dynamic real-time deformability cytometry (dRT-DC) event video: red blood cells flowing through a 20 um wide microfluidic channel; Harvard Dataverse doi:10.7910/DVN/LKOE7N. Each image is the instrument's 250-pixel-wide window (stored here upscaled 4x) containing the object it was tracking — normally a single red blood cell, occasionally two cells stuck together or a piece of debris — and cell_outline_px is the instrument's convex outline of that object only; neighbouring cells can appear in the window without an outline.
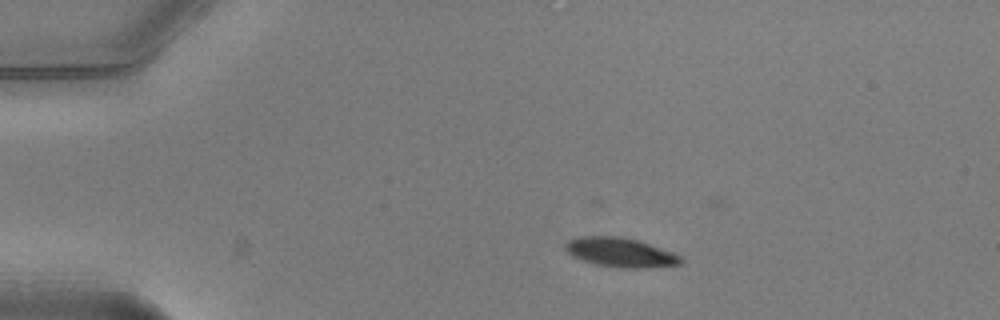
{"species": "common noctule bat (a hibernating species)", "species_latin": "Nyctalus noctula", "temperature_condition": "warm", "stored_images_in_passage": 31, "camera_frame_rate_fps": 3000, "um_per_image_px": 0.085, "animal": {"sex": "male", "body_mass_g": 20.5, "forearm_length_mm": 52.5}, "frame": {"image": 1, "passage_image": 1, "time_ms": 0.0, "image_size_px": [1000, 320], "cell_outline_px": [[684, 260], [680, 264], [644, 268], [620, 268], [596, 264], [572, 256], [564, 248], [564, 244], [568, 240], [576, 236], [620, 236], [636, 240], [672, 252], [680, 256]], "centroid_in_image_um": [52.69, 21.45], "position_along_channel_um": 32.3, "area_um2": 19.59}}
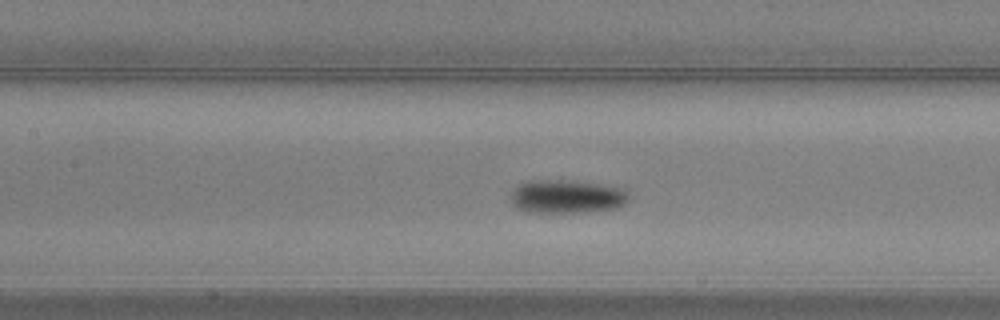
{"frame": {"image": 2, "passage_image": 15, "time_ms": 4.667, "image_size_px": [1000, 320], "cell_outline_px": [[628, 200], [624, 204], [616, 208], [580, 212], [528, 212], [516, 208], [512, 204], [512, 192], [520, 184], [528, 180], [568, 180], [600, 184], [628, 188]], "centroid_in_image_um": [48.21, 16.69], "position_along_channel_um": 159.2, "area_um2": 23.06}}
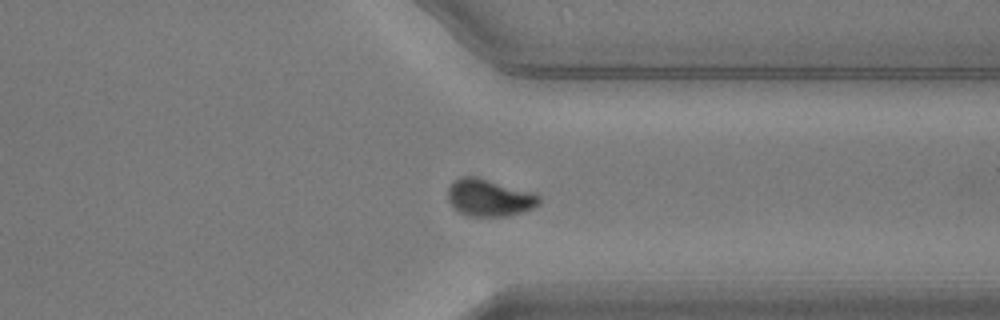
{"frame": {"image": 3, "passage_image": 31, "time_ms": 10.0, "image_size_px": [1000, 320], "cell_outline_px": [[540, 204], [532, 208], [520, 212], [504, 216], [468, 216], [460, 212], [448, 200], [448, 188], [452, 180], [460, 176], [476, 176], [532, 192], [540, 196]], "centroid_in_image_um": [41.56, 16.78], "position_along_channel_um": 369.8, "area_um2": 19.65}, "authors_computed_cell_mechanics": {"area_um2": 21.2704, "velocity_mm_per_s": 3.9646, "shape_relaxation_time_tau1_ms": 7.7815, "shape_relaxation_time_tau2_ms": null, "deformation_change_tau1": 0.3323, "deformation_change_tau2": null}}